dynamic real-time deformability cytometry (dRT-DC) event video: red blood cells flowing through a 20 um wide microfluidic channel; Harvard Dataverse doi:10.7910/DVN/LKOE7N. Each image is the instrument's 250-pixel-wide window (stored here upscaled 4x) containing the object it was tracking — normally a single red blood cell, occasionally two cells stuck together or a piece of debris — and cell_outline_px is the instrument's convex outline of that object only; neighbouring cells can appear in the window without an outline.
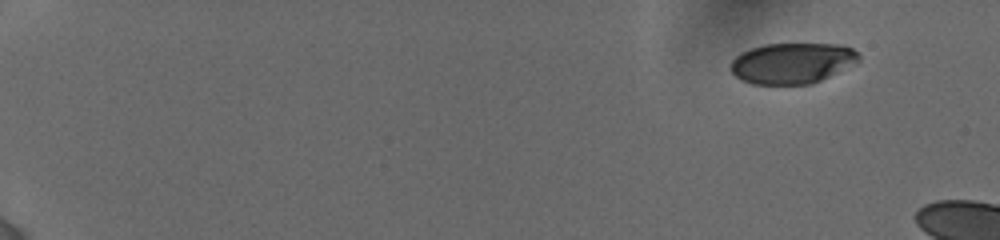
{"species": "human", "species_latin": "Homo sapiens", "temperature_condition": "cold", "stored_images_in_passage": 9, "camera_frame_rate_fps": 3000, "um_per_image_px": 0.085, "donor": {"sex": "female"}, "frame": {"image": 1, "passage_image": 1, "time_ms": 0.0, "image_size_px": [1000, 240], "cell_outline_px": [[860, 60], [812, 84], [752, 84], [736, 76], [728, 68], [732, 60], [740, 52], [764, 44], [840, 44], [852, 48], [860, 56]], "centroid_in_image_um": [67.3, 5.36], "position_along_channel_um": 17.7, "area_um2": 30.23}}